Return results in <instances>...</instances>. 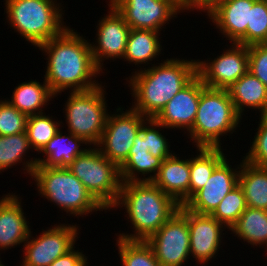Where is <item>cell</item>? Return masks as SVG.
Here are the masks:
<instances>
[{"label": "cell", "mask_w": 267, "mask_h": 266, "mask_svg": "<svg viewBox=\"0 0 267 266\" xmlns=\"http://www.w3.org/2000/svg\"><path fill=\"white\" fill-rule=\"evenodd\" d=\"M38 48L47 55L44 80L55 96L64 90L87 91L100 85L93 78L104 72L93 59L91 43L72 28L67 27Z\"/></svg>", "instance_id": "1"}, {"label": "cell", "mask_w": 267, "mask_h": 266, "mask_svg": "<svg viewBox=\"0 0 267 266\" xmlns=\"http://www.w3.org/2000/svg\"><path fill=\"white\" fill-rule=\"evenodd\" d=\"M141 67L129 78L135 98L130 108L146 118H155L164 106L197 75V60L170 58L159 66Z\"/></svg>", "instance_id": "2"}, {"label": "cell", "mask_w": 267, "mask_h": 266, "mask_svg": "<svg viewBox=\"0 0 267 266\" xmlns=\"http://www.w3.org/2000/svg\"><path fill=\"white\" fill-rule=\"evenodd\" d=\"M116 207H125V215L134 230L130 235L120 233L119 238L146 241L179 210L180 205L152 181H137L122 182L113 208Z\"/></svg>", "instance_id": "3"}, {"label": "cell", "mask_w": 267, "mask_h": 266, "mask_svg": "<svg viewBox=\"0 0 267 266\" xmlns=\"http://www.w3.org/2000/svg\"><path fill=\"white\" fill-rule=\"evenodd\" d=\"M240 119L242 117L227 89L205 87L200 93L196 117L188 136L196 148L221 147L220 136L232 134L240 127Z\"/></svg>", "instance_id": "4"}, {"label": "cell", "mask_w": 267, "mask_h": 266, "mask_svg": "<svg viewBox=\"0 0 267 266\" xmlns=\"http://www.w3.org/2000/svg\"><path fill=\"white\" fill-rule=\"evenodd\" d=\"M4 4L8 25L35 47L68 27L64 25L63 8L57 0H5Z\"/></svg>", "instance_id": "5"}, {"label": "cell", "mask_w": 267, "mask_h": 266, "mask_svg": "<svg viewBox=\"0 0 267 266\" xmlns=\"http://www.w3.org/2000/svg\"><path fill=\"white\" fill-rule=\"evenodd\" d=\"M31 178L42 197L68 214L83 217L92 211L105 210L68 168L37 165Z\"/></svg>", "instance_id": "6"}, {"label": "cell", "mask_w": 267, "mask_h": 266, "mask_svg": "<svg viewBox=\"0 0 267 266\" xmlns=\"http://www.w3.org/2000/svg\"><path fill=\"white\" fill-rule=\"evenodd\" d=\"M78 155L68 169L82 182L92 197L105 209H113L121 190L120 168L96 146Z\"/></svg>", "instance_id": "7"}, {"label": "cell", "mask_w": 267, "mask_h": 266, "mask_svg": "<svg viewBox=\"0 0 267 266\" xmlns=\"http://www.w3.org/2000/svg\"><path fill=\"white\" fill-rule=\"evenodd\" d=\"M104 86L71 92L65 104L68 131L82 138L88 146H96L108 118Z\"/></svg>", "instance_id": "8"}, {"label": "cell", "mask_w": 267, "mask_h": 266, "mask_svg": "<svg viewBox=\"0 0 267 266\" xmlns=\"http://www.w3.org/2000/svg\"><path fill=\"white\" fill-rule=\"evenodd\" d=\"M116 109L115 114L109 112L106 127L96 147L120 168L127 160L134 139L148 118L131 108L125 112L122 107Z\"/></svg>", "instance_id": "9"}, {"label": "cell", "mask_w": 267, "mask_h": 266, "mask_svg": "<svg viewBox=\"0 0 267 266\" xmlns=\"http://www.w3.org/2000/svg\"><path fill=\"white\" fill-rule=\"evenodd\" d=\"M146 242L151 246L161 266H183L190 255L187 209L179 210Z\"/></svg>", "instance_id": "10"}, {"label": "cell", "mask_w": 267, "mask_h": 266, "mask_svg": "<svg viewBox=\"0 0 267 266\" xmlns=\"http://www.w3.org/2000/svg\"><path fill=\"white\" fill-rule=\"evenodd\" d=\"M78 226L73 224L54 225L39 236L33 237L31 231L24 243L22 266H49L75 248L78 239ZM77 238V239H76Z\"/></svg>", "instance_id": "11"}, {"label": "cell", "mask_w": 267, "mask_h": 266, "mask_svg": "<svg viewBox=\"0 0 267 266\" xmlns=\"http://www.w3.org/2000/svg\"><path fill=\"white\" fill-rule=\"evenodd\" d=\"M230 47L211 62L197 59V75L206 87L228 89L248 72V46L231 43Z\"/></svg>", "instance_id": "12"}, {"label": "cell", "mask_w": 267, "mask_h": 266, "mask_svg": "<svg viewBox=\"0 0 267 266\" xmlns=\"http://www.w3.org/2000/svg\"><path fill=\"white\" fill-rule=\"evenodd\" d=\"M130 29L160 32L183 10L173 0H109Z\"/></svg>", "instance_id": "13"}, {"label": "cell", "mask_w": 267, "mask_h": 266, "mask_svg": "<svg viewBox=\"0 0 267 266\" xmlns=\"http://www.w3.org/2000/svg\"><path fill=\"white\" fill-rule=\"evenodd\" d=\"M108 14L100 19L96 27V45L91 44V52L96 65L102 70L106 59H122L126 51V44L130 33V26L111 5Z\"/></svg>", "instance_id": "14"}, {"label": "cell", "mask_w": 267, "mask_h": 266, "mask_svg": "<svg viewBox=\"0 0 267 266\" xmlns=\"http://www.w3.org/2000/svg\"><path fill=\"white\" fill-rule=\"evenodd\" d=\"M227 160L225 158L214 169L203 188L183 205L186 209L197 214L211 215L222 199L238 185L241 163L232 168Z\"/></svg>", "instance_id": "15"}, {"label": "cell", "mask_w": 267, "mask_h": 266, "mask_svg": "<svg viewBox=\"0 0 267 266\" xmlns=\"http://www.w3.org/2000/svg\"><path fill=\"white\" fill-rule=\"evenodd\" d=\"M206 86L201 78L196 75L186 86L164 106L154 118L166 129H185L187 132L192 128L196 117L200 93Z\"/></svg>", "instance_id": "16"}, {"label": "cell", "mask_w": 267, "mask_h": 266, "mask_svg": "<svg viewBox=\"0 0 267 266\" xmlns=\"http://www.w3.org/2000/svg\"><path fill=\"white\" fill-rule=\"evenodd\" d=\"M187 221L190 237V255L196 263L206 264L216 257L226 227L211 215H202L187 209ZM223 228V229H222ZM222 237V238H221Z\"/></svg>", "instance_id": "17"}, {"label": "cell", "mask_w": 267, "mask_h": 266, "mask_svg": "<svg viewBox=\"0 0 267 266\" xmlns=\"http://www.w3.org/2000/svg\"><path fill=\"white\" fill-rule=\"evenodd\" d=\"M254 1L225 0L207 15L229 42L247 46V25H250V9Z\"/></svg>", "instance_id": "18"}, {"label": "cell", "mask_w": 267, "mask_h": 266, "mask_svg": "<svg viewBox=\"0 0 267 266\" xmlns=\"http://www.w3.org/2000/svg\"><path fill=\"white\" fill-rule=\"evenodd\" d=\"M82 145H88L82 138L75 136L71 132H68L66 136L63 135L61 129L55 134V136L43 147L39 152L42 153L45 158H30L28 161L22 162L23 170L32 176L33 171L37 165L44 167H58L68 168L78 155H81L86 149L80 148Z\"/></svg>", "instance_id": "19"}, {"label": "cell", "mask_w": 267, "mask_h": 266, "mask_svg": "<svg viewBox=\"0 0 267 266\" xmlns=\"http://www.w3.org/2000/svg\"><path fill=\"white\" fill-rule=\"evenodd\" d=\"M0 199V250L25 243L31 231L21 199L8 193ZM29 225V226H28Z\"/></svg>", "instance_id": "20"}, {"label": "cell", "mask_w": 267, "mask_h": 266, "mask_svg": "<svg viewBox=\"0 0 267 266\" xmlns=\"http://www.w3.org/2000/svg\"><path fill=\"white\" fill-rule=\"evenodd\" d=\"M152 182L180 206H183L189 200L190 158L180 159L173 153L172 156L163 160Z\"/></svg>", "instance_id": "21"}, {"label": "cell", "mask_w": 267, "mask_h": 266, "mask_svg": "<svg viewBox=\"0 0 267 266\" xmlns=\"http://www.w3.org/2000/svg\"><path fill=\"white\" fill-rule=\"evenodd\" d=\"M133 146L131 147L128 158L120 167V177L122 182L152 181L158 174L163 159L153 156L146 148L145 140L136 135ZM138 173V174H137ZM151 173H154L151 175ZM148 175V177L141 178ZM138 175V176H137Z\"/></svg>", "instance_id": "22"}, {"label": "cell", "mask_w": 267, "mask_h": 266, "mask_svg": "<svg viewBox=\"0 0 267 266\" xmlns=\"http://www.w3.org/2000/svg\"><path fill=\"white\" fill-rule=\"evenodd\" d=\"M237 113L242 117L245 107L259 110L262 116L267 110V88L249 71L228 89Z\"/></svg>", "instance_id": "23"}, {"label": "cell", "mask_w": 267, "mask_h": 266, "mask_svg": "<svg viewBox=\"0 0 267 266\" xmlns=\"http://www.w3.org/2000/svg\"><path fill=\"white\" fill-rule=\"evenodd\" d=\"M247 207L267 211V168L242 160L238 176Z\"/></svg>", "instance_id": "24"}, {"label": "cell", "mask_w": 267, "mask_h": 266, "mask_svg": "<svg viewBox=\"0 0 267 266\" xmlns=\"http://www.w3.org/2000/svg\"><path fill=\"white\" fill-rule=\"evenodd\" d=\"M54 97L56 96L51 92L45 80L41 84L35 79L16 86L12 99L7 101L20 112L30 116L43 113L44 106Z\"/></svg>", "instance_id": "25"}, {"label": "cell", "mask_w": 267, "mask_h": 266, "mask_svg": "<svg viewBox=\"0 0 267 266\" xmlns=\"http://www.w3.org/2000/svg\"><path fill=\"white\" fill-rule=\"evenodd\" d=\"M160 33L153 30L131 29L123 59L129 64L134 63L135 66L148 65L149 61H153L162 53Z\"/></svg>", "instance_id": "26"}, {"label": "cell", "mask_w": 267, "mask_h": 266, "mask_svg": "<svg viewBox=\"0 0 267 266\" xmlns=\"http://www.w3.org/2000/svg\"><path fill=\"white\" fill-rule=\"evenodd\" d=\"M229 231L253 247H267V211L247 207Z\"/></svg>", "instance_id": "27"}, {"label": "cell", "mask_w": 267, "mask_h": 266, "mask_svg": "<svg viewBox=\"0 0 267 266\" xmlns=\"http://www.w3.org/2000/svg\"><path fill=\"white\" fill-rule=\"evenodd\" d=\"M195 157L190 159L189 199L201 190L214 169L226 158L221 147H198Z\"/></svg>", "instance_id": "28"}, {"label": "cell", "mask_w": 267, "mask_h": 266, "mask_svg": "<svg viewBox=\"0 0 267 266\" xmlns=\"http://www.w3.org/2000/svg\"><path fill=\"white\" fill-rule=\"evenodd\" d=\"M30 115L27 118L26 133L31 149L40 152L60 129V121H55L52 115Z\"/></svg>", "instance_id": "29"}, {"label": "cell", "mask_w": 267, "mask_h": 266, "mask_svg": "<svg viewBox=\"0 0 267 266\" xmlns=\"http://www.w3.org/2000/svg\"><path fill=\"white\" fill-rule=\"evenodd\" d=\"M117 239L122 266H161L146 241L125 240L119 237Z\"/></svg>", "instance_id": "30"}, {"label": "cell", "mask_w": 267, "mask_h": 266, "mask_svg": "<svg viewBox=\"0 0 267 266\" xmlns=\"http://www.w3.org/2000/svg\"><path fill=\"white\" fill-rule=\"evenodd\" d=\"M246 208L243 190L237 185L222 199L211 216L230 230Z\"/></svg>", "instance_id": "31"}, {"label": "cell", "mask_w": 267, "mask_h": 266, "mask_svg": "<svg viewBox=\"0 0 267 266\" xmlns=\"http://www.w3.org/2000/svg\"><path fill=\"white\" fill-rule=\"evenodd\" d=\"M31 149L26 132L16 135L0 136V173L21 163ZM27 151V152H26Z\"/></svg>", "instance_id": "32"}, {"label": "cell", "mask_w": 267, "mask_h": 266, "mask_svg": "<svg viewBox=\"0 0 267 266\" xmlns=\"http://www.w3.org/2000/svg\"><path fill=\"white\" fill-rule=\"evenodd\" d=\"M165 128L162 124L158 123L154 118H148L142 125L139 135L141 139L145 140L146 148L149 152L158 158L165 160L172 156L168 139L162 134L160 128ZM158 128V129H157Z\"/></svg>", "instance_id": "33"}, {"label": "cell", "mask_w": 267, "mask_h": 266, "mask_svg": "<svg viewBox=\"0 0 267 266\" xmlns=\"http://www.w3.org/2000/svg\"><path fill=\"white\" fill-rule=\"evenodd\" d=\"M267 43V0H255L247 25V46Z\"/></svg>", "instance_id": "34"}, {"label": "cell", "mask_w": 267, "mask_h": 266, "mask_svg": "<svg viewBox=\"0 0 267 266\" xmlns=\"http://www.w3.org/2000/svg\"><path fill=\"white\" fill-rule=\"evenodd\" d=\"M28 116L13 107L6 99L0 100V136L26 132Z\"/></svg>", "instance_id": "35"}, {"label": "cell", "mask_w": 267, "mask_h": 266, "mask_svg": "<svg viewBox=\"0 0 267 266\" xmlns=\"http://www.w3.org/2000/svg\"><path fill=\"white\" fill-rule=\"evenodd\" d=\"M259 120L260 123L256 129L258 131L253 138L249 152L243 159L250 164L267 168V120L263 116Z\"/></svg>", "instance_id": "36"}, {"label": "cell", "mask_w": 267, "mask_h": 266, "mask_svg": "<svg viewBox=\"0 0 267 266\" xmlns=\"http://www.w3.org/2000/svg\"><path fill=\"white\" fill-rule=\"evenodd\" d=\"M248 71L267 88V43L248 46Z\"/></svg>", "instance_id": "37"}, {"label": "cell", "mask_w": 267, "mask_h": 266, "mask_svg": "<svg viewBox=\"0 0 267 266\" xmlns=\"http://www.w3.org/2000/svg\"><path fill=\"white\" fill-rule=\"evenodd\" d=\"M87 257L74 248L65 255L58 257L49 266H88Z\"/></svg>", "instance_id": "38"}, {"label": "cell", "mask_w": 267, "mask_h": 266, "mask_svg": "<svg viewBox=\"0 0 267 266\" xmlns=\"http://www.w3.org/2000/svg\"><path fill=\"white\" fill-rule=\"evenodd\" d=\"M225 0H189L185 4V10H190L194 12V10H199L203 12H207V14L214 9L219 3L223 2ZM196 8V9H195Z\"/></svg>", "instance_id": "39"}, {"label": "cell", "mask_w": 267, "mask_h": 266, "mask_svg": "<svg viewBox=\"0 0 267 266\" xmlns=\"http://www.w3.org/2000/svg\"><path fill=\"white\" fill-rule=\"evenodd\" d=\"M184 12L185 4L181 0H173Z\"/></svg>", "instance_id": "40"}, {"label": "cell", "mask_w": 267, "mask_h": 266, "mask_svg": "<svg viewBox=\"0 0 267 266\" xmlns=\"http://www.w3.org/2000/svg\"><path fill=\"white\" fill-rule=\"evenodd\" d=\"M262 116L267 120V110Z\"/></svg>", "instance_id": "41"}, {"label": "cell", "mask_w": 267, "mask_h": 266, "mask_svg": "<svg viewBox=\"0 0 267 266\" xmlns=\"http://www.w3.org/2000/svg\"><path fill=\"white\" fill-rule=\"evenodd\" d=\"M184 4H186L189 0H181Z\"/></svg>", "instance_id": "42"}, {"label": "cell", "mask_w": 267, "mask_h": 266, "mask_svg": "<svg viewBox=\"0 0 267 266\" xmlns=\"http://www.w3.org/2000/svg\"><path fill=\"white\" fill-rule=\"evenodd\" d=\"M2 260H0V266H5L4 264H2V262H1Z\"/></svg>", "instance_id": "43"}]
</instances>
